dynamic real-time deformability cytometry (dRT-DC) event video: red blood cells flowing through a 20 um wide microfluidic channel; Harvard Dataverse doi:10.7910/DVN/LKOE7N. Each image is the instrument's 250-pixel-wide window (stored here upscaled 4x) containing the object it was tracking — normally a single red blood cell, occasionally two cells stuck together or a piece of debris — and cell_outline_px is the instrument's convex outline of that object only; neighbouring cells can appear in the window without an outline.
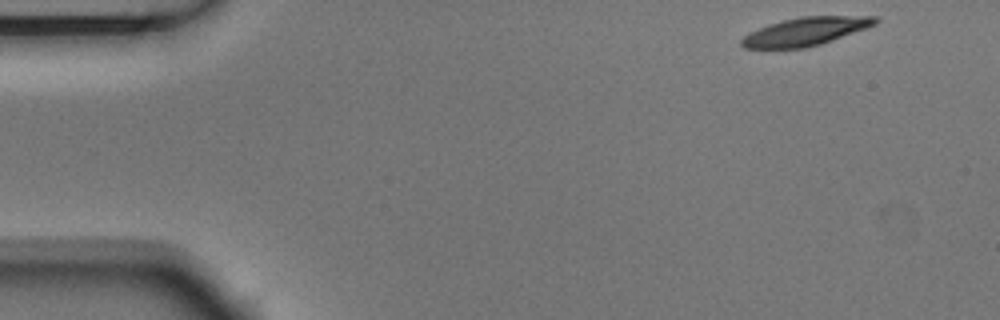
{"species": "Egyptian fruit bat (a non-hibernating species)", "species_latin": "Rousettus aegyptiacus", "temperature_condition": "room temperature", "stored_images_in_passage": 4, "camera_frame_rate_fps": 3000, "um_per_image_px": 0.085, "animal": {"sex": "male"}, "frame": {"image": 1, "passage_image": 1, "time_ms": 0.0, "image_size_px": [1000, 320], "cell_outline_px": [[880, 20], [876, 24], [832, 40], [820, 44], [804, 48], [744, 48], [740, 44], [740, 40], [744, 36], [768, 24], [800, 16], [876, 16]], "centroid_in_image_um": [68.47, 2.67], "position_along_channel_um": 16.5, "area_um2": 21.68}}
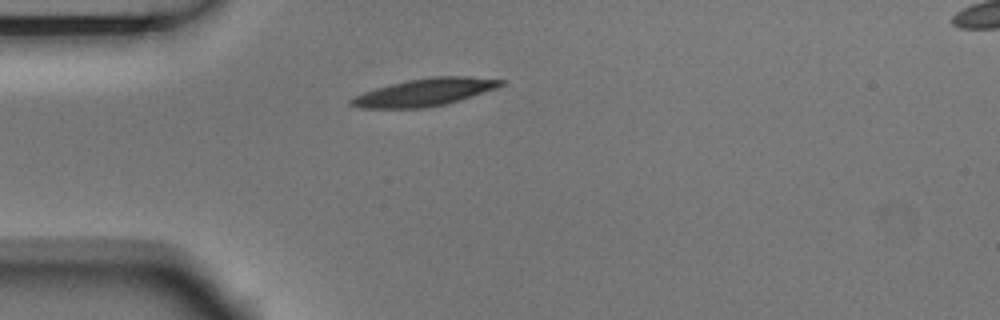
{"frame": {"image": 2, "passage_image": 4, "time_ms": 1.0, "image_size_px": [1000, 320], "cell_outline_px": [[504, 84], [496, 88], [460, 100], [444, 104], [424, 108], [360, 108], [348, 104], [348, 100], [352, 96], [376, 88], [408, 80], [432, 76], [468, 76], [504, 80]], "centroid_in_image_um": [36.06, 7.84], "position_along_channel_um": 48.9, "area_um2": 23.87}}